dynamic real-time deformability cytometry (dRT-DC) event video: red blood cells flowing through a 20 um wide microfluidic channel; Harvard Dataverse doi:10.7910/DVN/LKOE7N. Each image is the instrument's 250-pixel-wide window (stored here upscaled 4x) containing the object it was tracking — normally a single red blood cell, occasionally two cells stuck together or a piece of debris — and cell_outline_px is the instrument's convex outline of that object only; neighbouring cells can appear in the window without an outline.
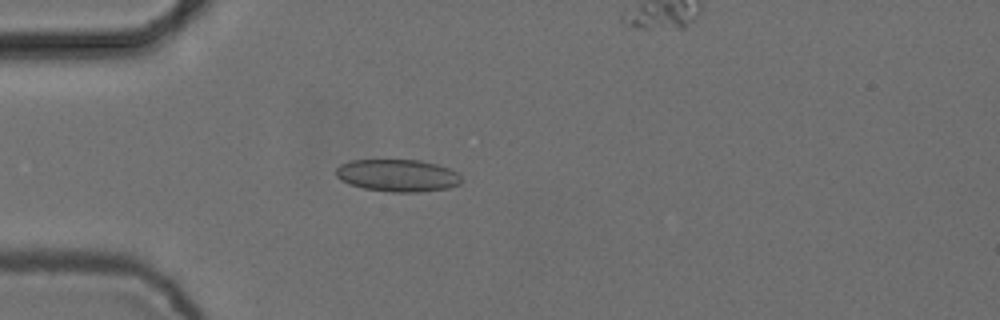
{"species": "common noctule bat (a hibernating species)", "species_latin": "Nyctalus noctula", "temperature_condition": "cold", "stored_images_in_passage": 4, "segment_of_instrument_passage": [1, 2], "camera_frame_rate_fps": 3000, "um_per_image_px": 0.085, "animal": {"sex": "female", "body_mass_g": 24.6, "forearm_length_mm": 56.2}, "frame": {"image": 1, "passage_image": 3, "time_ms": 0.667, "image_size_px": [1000, 320], "cell_outline_px": [[464, 180], [460, 184], [448, 188], [420, 192], [392, 192], [364, 188], [340, 180], [336, 176], [336, 168], [340, 164], [352, 160], [420, 160], [436, 164], [448, 168], [456, 172]], "centroid_in_image_um": [33.81, 14.91], "position_along_channel_um": 51.2, "area_um2": 23.58}}